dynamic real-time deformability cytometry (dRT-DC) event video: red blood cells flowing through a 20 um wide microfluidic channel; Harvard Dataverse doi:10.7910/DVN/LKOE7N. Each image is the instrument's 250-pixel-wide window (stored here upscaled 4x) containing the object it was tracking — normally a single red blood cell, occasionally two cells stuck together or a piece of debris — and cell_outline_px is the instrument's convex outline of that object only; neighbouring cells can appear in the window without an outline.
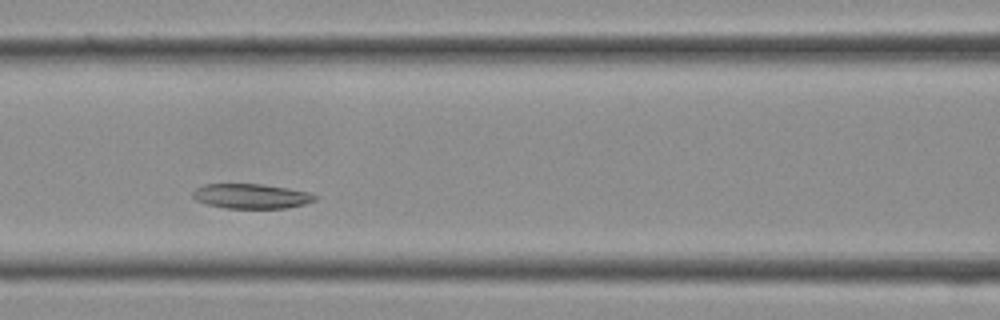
{"species": "Egyptian fruit bat (a non-hibernating species)", "species_latin": "Rousettus aegyptiacus", "temperature_condition": "cold", "stored_images_in_passage": 26, "camera_frame_rate_fps": 3000, "um_per_image_px": 0.085, "frame": {"image": 1, "passage_image": 8, "time_ms": 2.333, "image_size_px": [1000, 320], "cell_outline_px": [[320, 196], [316, 200], [304, 204], [288, 208], [224, 208], [208, 204], [196, 200], [192, 196], [192, 192], [196, 188], [204, 184], [260, 184], [288, 188], [308, 192]], "centroid_in_image_um": [21.38, 16.67], "position_along_channel_um": 145.2, "area_um2": 17.69}}
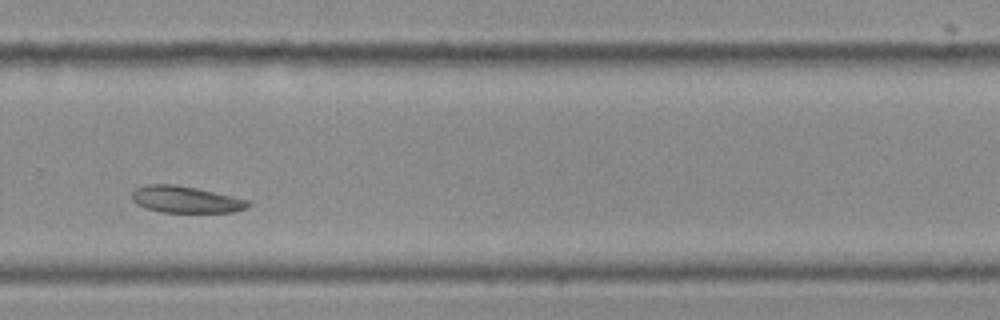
{"frame": {"image": 2, "passage_image": 16, "time_ms": 5.0, "image_size_px": [1000, 320], "cell_outline_px": [[252, 204], [248, 208], [232, 212], [160, 212], [136, 204], [132, 200], [132, 192], [136, 188], [148, 184], [172, 184], [196, 188], [252, 200]], "centroid_in_image_um": [15.84, 16.96], "position_along_channel_um": 314.0, "area_um2": 18.15}}
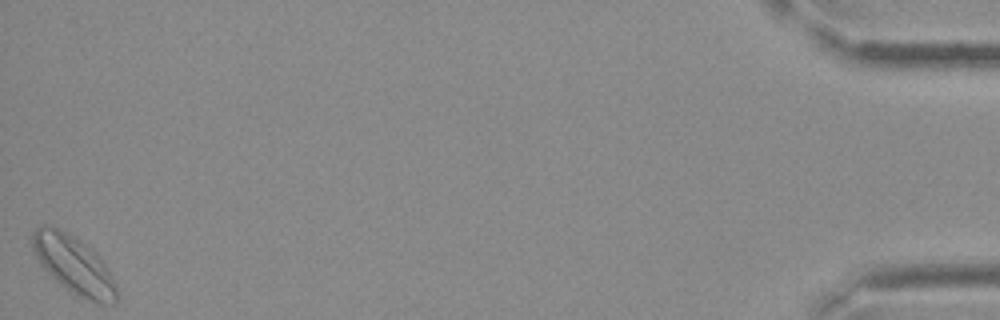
{"frame": {"image": 3, "passage_image": 26, "time_ms": 8.333, "image_size_px": [1000, 320], "cell_outline_px": [[116, 304], [96, 304], [72, 292], [60, 284], [40, 264], [28, 240], [28, 236], [40, 224], [44, 224], [60, 228], [68, 232], [92, 248], [100, 256], [112, 276], [116, 284]], "centroid_in_image_um": [6.24, 22.46], "position_along_channel_um": 429.0, "area_um2": 28.84}}